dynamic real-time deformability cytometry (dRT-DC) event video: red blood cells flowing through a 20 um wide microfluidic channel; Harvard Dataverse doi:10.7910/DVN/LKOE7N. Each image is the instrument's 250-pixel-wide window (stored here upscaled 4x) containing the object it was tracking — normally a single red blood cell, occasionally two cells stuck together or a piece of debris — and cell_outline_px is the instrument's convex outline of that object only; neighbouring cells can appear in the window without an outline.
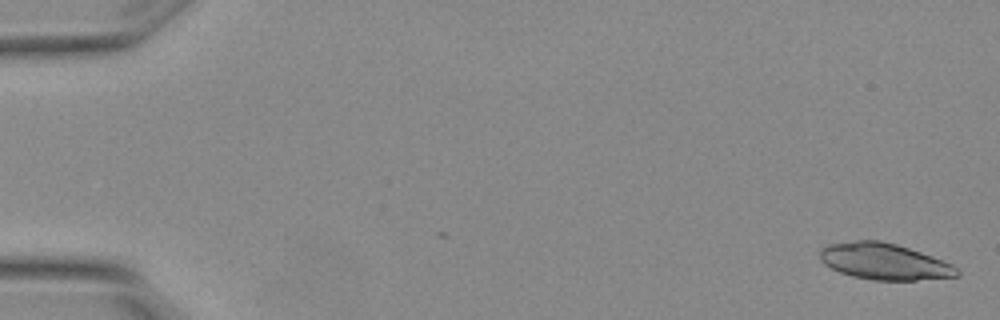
{"species": "Egyptian fruit bat (a non-hibernating species)", "species_latin": "Rousettus aegyptiacus", "temperature_condition": "warm", "stored_images_in_passage": 4, "camera_frame_rate_fps": 3000, "um_per_image_px": 0.085, "animal": {"sex": "female"}, "frame": {"image": 1, "passage_image": 1, "time_ms": 0.0, "image_size_px": [1000, 320], "cell_outline_px": [[960, 276], [916, 280], [872, 280], [852, 276], [840, 272], [824, 264], [820, 260], [820, 248], [828, 244], [856, 240], [880, 240], [896, 244], [932, 256], [952, 264], [960, 272]], "centroid_in_image_um": [75.14, 22.22], "position_along_channel_um": 9.9, "area_um2": 29.02}}